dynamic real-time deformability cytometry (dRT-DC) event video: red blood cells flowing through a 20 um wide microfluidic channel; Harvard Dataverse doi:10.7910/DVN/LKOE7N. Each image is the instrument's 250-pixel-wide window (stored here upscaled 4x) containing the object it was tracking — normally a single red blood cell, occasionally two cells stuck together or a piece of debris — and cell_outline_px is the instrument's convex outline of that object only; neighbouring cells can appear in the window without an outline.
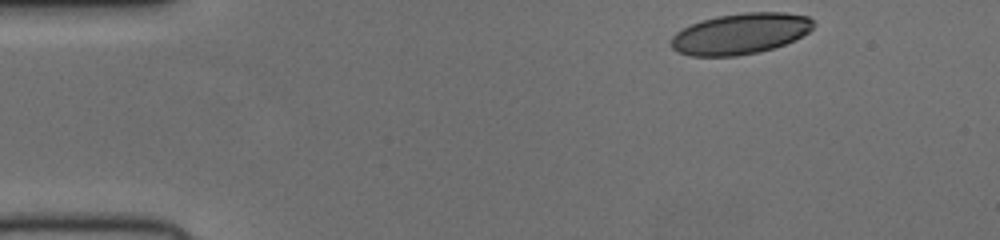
{"species": "human", "species_latin": "Homo sapiens", "temperature_condition": "cold", "stored_images_in_passage": 46, "camera_frame_rate_fps": 3000, "um_per_image_px": 0.085, "donor": {"sex": "female"}, "frame": {"image": 1, "passage_image": 1, "time_ms": 0.0, "image_size_px": [1000, 240], "cell_outline_px": [[816, 24], [808, 32], [784, 44], [772, 48], [756, 52], [736, 56], [692, 56], [680, 52], [672, 48], [672, 36], [676, 32], [692, 24], [716, 16], [744, 12], [784, 12], [808, 16]], "centroid_in_image_um": [62.94, 2.85], "position_along_channel_um": 22.1, "area_um2": 33.58}}
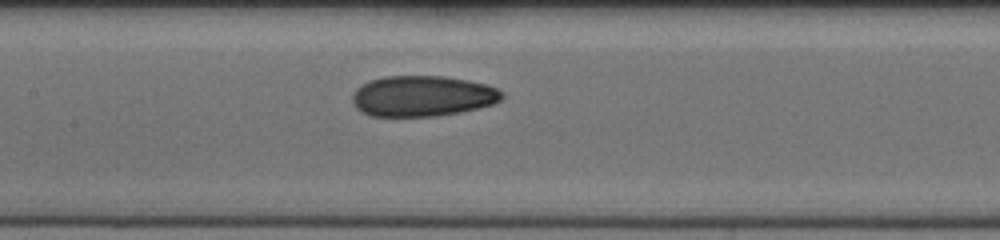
{"frame": {"image": 2, "passage_image": 19, "time_ms": 6.0, "image_size_px": [1000, 240], "cell_outline_px": [[504, 96], [500, 100], [492, 104], [460, 112], [436, 116], [372, 116], [360, 112], [352, 104], [352, 92], [360, 84], [368, 80], [384, 76], [444, 76], [468, 80], [488, 84], [504, 92]], "centroid_in_image_um": [35.87, 8.15], "position_along_channel_um": 171.5, "area_um2": 35.89}}
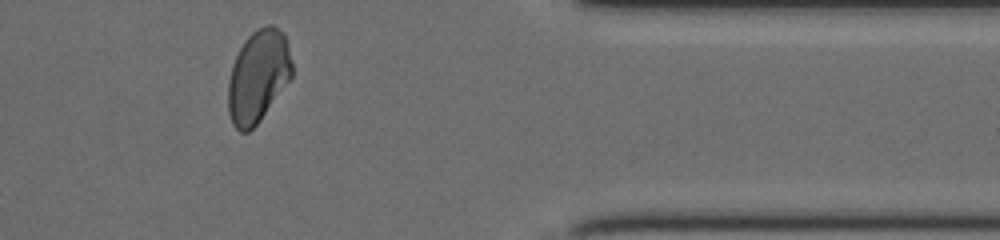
{"frame": {"image": 3, "passage_image": 37, "time_ms": 12.0, "image_size_px": [1000, 240], "cell_outline_px": [[292, 76], [260, 120], [248, 132], [240, 132], [232, 124], [228, 112], [228, 80], [232, 64], [244, 40], [256, 28], [268, 24], [272, 24], [284, 36], [288, 48], [292, 64]], "centroid_in_image_um": [21.91, 6.49], "position_along_channel_um": 389.5, "area_um2": 34.1}}